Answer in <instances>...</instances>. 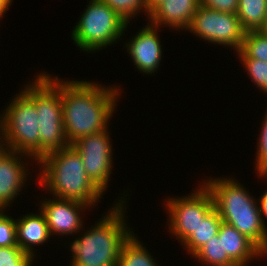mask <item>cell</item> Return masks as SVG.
<instances>
[{"label":"cell","instance_id":"obj_15","mask_svg":"<svg viewBox=\"0 0 267 266\" xmlns=\"http://www.w3.org/2000/svg\"><path fill=\"white\" fill-rule=\"evenodd\" d=\"M39 211V212H38ZM17 245L33 259H37V249L51 239L44 214L38 209L16 219ZM38 246V247H37Z\"/></svg>","mask_w":267,"mask_h":266},{"label":"cell","instance_id":"obj_29","mask_svg":"<svg viewBox=\"0 0 267 266\" xmlns=\"http://www.w3.org/2000/svg\"><path fill=\"white\" fill-rule=\"evenodd\" d=\"M13 0H0V15L5 17L6 12L9 10L12 5Z\"/></svg>","mask_w":267,"mask_h":266},{"label":"cell","instance_id":"obj_19","mask_svg":"<svg viewBox=\"0 0 267 266\" xmlns=\"http://www.w3.org/2000/svg\"><path fill=\"white\" fill-rule=\"evenodd\" d=\"M236 14L246 32L259 31L267 19V0H239Z\"/></svg>","mask_w":267,"mask_h":266},{"label":"cell","instance_id":"obj_24","mask_svg":"<svg viewBox=\"0 0 267 266\" xmlns=\"http://www.w3.org/2000/svg\"><path fill=\"white\" fill-rule=\"evenodd\" d=\"M264 116L262 117L260 133L257 138L256 156H255V174L262 175L267 171V107Z\"/></svg>","mask_w":267,"mask_h":266},{"label":"cell","instance_id":"obj_30","mask_svg":"<svg viewBox=\"0 0 267 266\" xmlns=\"http://www.w3.org/2000/svg\"><path fill=\"white\" fill-rule=\"evenodd\" d=\"M7 151L6 141L0 129V158Z\"/></svg>","mask_w":267,"mask_h":266},{"label":"cell","instance_id":"obj_16","mask_svg":"<svg viewBox=\"0 0 267 266\" xmlns=\"http://www.w3.org/2000/svg\"><path fill=\"white\" fill-rule=\"evenodd\" d=\"M218 236L222 240L223 255H228L238 266H249L254 259H264L265 254L251 240L224 222Z\"/></svg>","mask_w":267,"mask_h":266},{"label":"cell","instance_id":"obj_23","mask_svg":"<svg viewBox=\"0 0 267 266\" xmlns=\"http://www.w3.org/2000/svg\"><path fill=\"white\" fill-rule=\"evenodd\" d=\"M239 62L256 88L267 97V62L256 59H239Z\"/></svg>","mask_w":267,"mask_h":266},{"label":"cell","instance_id":"obj_5","mask_svg":"<svg viewBox=\"0 0 267 266\" xmlns=\"http://www.w3.org/2000/svg\"><path fill=\"white\" fill-rule=\"evenodd\" d=\"M70 31L77 49L96 54L126 37L128 23L101 0H90ZM92 52V53H91Z\"/></svg>","mask_w":267,"mask_h":266},{"label":"cell","instance_id":"obj_4","mask_svg":"<svg viewBox=\"0 0 267 266\" xmlns=\"http://www.w3.org/2000/svg\"><path fill=\"white\" fill-rule=\"evenodd\" d=\"M233 177L213 178L211 175L201 181L211 192L214 207L223 222L244 234L267 258V228L261 218L258 199Z\"/></svg>","mask_w":267,"mask_h":266},{"label":"cell","instance_id":"obj_2","mask_svg":"<svg viewBox=\"0 0 267 266\" xmlns=\"http://www.w3.org/2000/svg\"><path fill=\"white\" fill-rule=\"evenodd\" d=\"M125 192L93 225L83 227L74 240L68 238L71 242L65 244H69L71 255L68 266H117L122 245L134 233L125 215L129 202V193Z\"/></svg>","mask_w":267,"mask_h":266},{"label":"cell","instance_id":"obj_31","mask_svg":"<svg viewBox=\"0 0 267 266\" xmlns=\"http://www.w3.org/2000/svg\"><path fill=\"white\" fill-rule=\"evenodd\" d=\"M163 0H145V5L150 12L156 5L161 3Z\"/></svg>","mask_w":267,"mask_h":266},{"label":"cell","instance_id":"obj_1","mask_svg":"<svg viewBox=\"0 0 267 266\" xmlns=\"http://www.w3.org/2000/svg\"><path fill=\"white\" fill-rule=\"evenodd\" d=\"M61 90L65 136L69 145L81 137L106 130L121 99V85L100 84L91 80L60 78L43 71ZM59 76V77H58Z\"/></svg>","mask_w":267,"mask_h":266},{"label":"cell","instance_id":"obj_3","mask_svg":"<svg viewBox=\"0 0 267 266\" xmlns=\"http://www.w3.org/2000/svg\"><path fill=\"white\" fill-rule=\"evenodd\" d=\"M37 183L51 196L75 200L92 209L104 194L88 178L78 151L69 145L46 154L37 162Z\"/></svg>","mask_w":267,"mask_h":266},{"label":"cell","instance_id":"obj_33","mask_svg":"<svg viewBox=\"0 0 267 266\" xmlns=\"http://www.w3.org/2000/svg\"><path fill=\"white\" fill-rule=\"evenodd\" d=\"M261 31L267 35V19L265 21L264 27L261 29Z\"/></svg>","mask_w":267,"mask_h":266},{"label":"cell","instance_id":"obj_14","mask_svg":"<svg viewBox=\"0 0 267 266\" xmlns=\"http://www.w3.org/2000/svg\"><path fill=\"white\" fill-rule=\"evenodd\" d=\"M200 6L199 0H163L149 13L148 23L158 28L186 31Z\"/></svg>","mask_w":267,"mask_h":266},{"label":"cell","instance_id":"obj_17","mask_svg":"<svg viewBox=\"0 0 267 266\" xmlns=\"http://www.w3.org/2000/svg\"><path fill=\"white\" fill-rule=\"evenodd\" d=\"M222 223L223 220L218 211L213 207L199 222L195 231L181 244L190 258L208 241L218 235Z\"/></svg>","mask_w":267,"mask_h":266},{"label":"cell","instance_id":"obj_11","mask_svg":"<svg viewBox=\"0 0 267 266\" xmlns=\"http://www.w3.org/2000/svg\"><path fill=\"white\" fill-rule=\"evenodd\" d=\"M51 197V198H50ZM43 199V200H42ZM39 201L38 208L44 214L51 236L58 238L69 237L79 234L85 221L82 216L92 208L84 203L75 200L60 199L53 196L42 197ZM83 217V218H82Z\"/></svg>","mask_w":267,"mask_h":266},{"label":"cell","instance_id":"obj_6","mask_svg":"<svg viewBox=\"0 0 267 266\" xmlns=\"http://www.w3.org/2000/svg\"><path fill=\"white\" fill-rule=\"evenodd\" d=\"M21 87L1 110L0 129L8 151L29 155L38 162L39 116L34 105V95L25 86Z\"/></svg>","mask_w":267,"mask_h":266},{"label":"cell","instance_id":"obj_25","mask_svg":"<svg viewBox=\"0 0 267 266\" xmlns=\"http://www.w3.org/2000/svg\"><path fill=\"white\" fill-rule=\"evenodd\" d=\"M9 210H0V247H18L16 218L7 215Z\"/></svg>","mask_w":267,"mask_h":266},{"label":"cell","instance_id":"obj_22","mask_svg":"<svg viewBox=\"0 0 267 266\" xmlns=\"http://www.w3.org/2000/svg\"><path fill=\"white\" fill-rule=\"evenodd\" d=\"M112 8L128 24L132 23L140 13L143 12L148 20L149 11L145 5V0H101Z\"/></svg>","mask_w":267,"mask_h":266},{"label":"cell","instance_id":"obj_26","mask_svg":"<svg viewBox=\"0 0 267 266\" xmlns=\"http://www.w3.org/2000/svg\"><path fill=\"white\" fill-rule=\"evenodd\" d=\"M34 261L19 247H0V266H32Z\"/></svg>","mask_w":267,"mask_h":266},{"label":"cell","instance_id":"obj_32","mask_svg":"<svg viewBox=\"0 0 267 266\" xmlns=\"http://www.w3.org/2000/svg\"><path fill=\"white\" fill-rule=\"evenodd\" d=\"M256 176H257L256 178H259L260 180H264V181L266 180L267 182V171L264 172L262 175L257 174Z\"/></svg>","mask_w":267,"mask_h":266},{"label":"cell","instance_id":"obj_8","mask_svg":"<svg viewBox=\"0 0 267 266\" xmlns=\"http://www.w3.org/2000/svg\"><path fill=\"white\" fill-rule=\"evenodd\" d=\"M193 192L165 198L168 231L182 244L197 228L199 222L214 207L213 196L203 182Z\"/></svg>","mask_w":267,"mask_h":266},{"label":"cell","instance_id":"obj_7","mask_svg":"<svg viewBox=\"0 0 267 266\" xmlns=\"http://www.w3.org/2000/svg\"><path fill=\"white\" fill-rule=\"evenodd\" d=\"M36 76V77H35ZM33 95L39 121V160L69 143L65 136L60 88L44 73L23 84Z\"/></svg>","mask_w":267,"mask_h":266},{"label":"cell","instance_id":"obj_20","mask_svg":"<svg viewBox=\"0 0 267 266\" xmlns=\"http://www.w3.org/2000/svg\"><path fill=\"white\" fill-rule=\"evenodd\" d=\"M191 258H195L201 266H238L228 255H223L222 240L218 235L208 241Z\"/></svg>","mask_w":267,"mask_h":266},{"label":"cell","instance_id":"obj_13","mask_svg":"<svg viewBox=\"0 0 267 266\" xmlns=\"http://www.w3.org/2000/svg\"><path fill=\"white\" fill-rule=\"evenodd\" d=\"M30 161L32 165L29 163ZM29 165L37 166V161L29 155L18 152L7 150L0 158L1 210H10V207L13 206L11 203H14L16 198L23 193V188L27 189L26 183L29 181L28 179L30 178L28 176L31 174V169L28 168Z\"/></svg>","mask_w":267,"mask_h":266},{"label":"cell","instance_id":"obj_9","mask_svg":"<svg viewBox=\"0 0 267 266\" xmlns=\"http://www.w3.org/2000/svg\"><path fill=\"white\" fill-rule=\"evenodd\" d=\"M195 37L209 44L240 51L246 31L237 14L225 13L199 6L187 28ZM231 48V49H230Z\"/></svg>","mask_w":267,"mask_h":266},{"label":"cell","instance_id":"obj_18","mask_svg":"<svg viewBox=\"0 0 267 266\" xmlns=\"http://www.w3.org/2000/svg\"><path fill=\"white\" fill-rule=\"evenodd\" d=\"M135 232L122 245L117 266H160Z\"/></svg>","mask_w":267,"mask_h":266},{"label":"cell","instance_id":"obj_27","mask_svg":"<svg viewBox=\"0 0 267 266\" xmlns=\"http://www.w3.org/2000/svg\"><path fill=\"white\" fill-rule=\"evenodd\" d=\"M239 0H199L201 6L225 13L236 14Z\"/></svg>","mask_w":267,"mask_h":266},{"label":"cell","instance_id":"obj_12","mask_svg":"<svg viewBox=\"0 0 267 266\" xmlns=\"http://www.w3.org/2000/svg\"><path fill=\"white\" fill-rule=\"evenodd\" d=\"M158 32H161L160 28L147 22V25L141 27L123 45V48H126V53L130 56V60L134 63L135 70L142 73L143 76L145 74L154 76V73H157L162 65L160 62H162L164 55Z\"/></svg>","mask_w":267,"mask_h":266},{"label":"cell","instance_id":"obj_28","mask_svg":"<svg viewBox=\"0 0 267 266\" xmlns=\"http://www.w3.org/2000/svg\"><path fill=\"white\" fill-rule=\"evenodd\" d=\"M261 196V197H260ZM258 199L261 218L264 226L267 228V188L264 190Z\"/></svg>","mask_w":267,"mask_h":266},{"label":"cell","instance_id":"obj_21","mask_svg":"<svg viewBox=\"0 0 267 266\" xmlns=\"http://www.w3.org/2000/svg\"><path fill=\"white\" fill-rule=\"evenodd\" d=\"M238 59H256L267 62V35L261 30L247 31L240 51H237Z\"/></svg>","mask_w":267,"mask_h":266},{"label":"cell","instance_id":"obj_10","mask_svg":"<svg viewBox=\"0 0 267 266\" xmlns=\"http://www.w3.org/2000/svg\"><path fill=\"white\" fill-rule=\"evenodd\" d=\"M109 127L106 130L81 137L72 146L82 158L88 178L105 194L110 186L112 169L114 170V149Z\"/></svg>","mask_w":267,"mask_h":266}]
</instances>
